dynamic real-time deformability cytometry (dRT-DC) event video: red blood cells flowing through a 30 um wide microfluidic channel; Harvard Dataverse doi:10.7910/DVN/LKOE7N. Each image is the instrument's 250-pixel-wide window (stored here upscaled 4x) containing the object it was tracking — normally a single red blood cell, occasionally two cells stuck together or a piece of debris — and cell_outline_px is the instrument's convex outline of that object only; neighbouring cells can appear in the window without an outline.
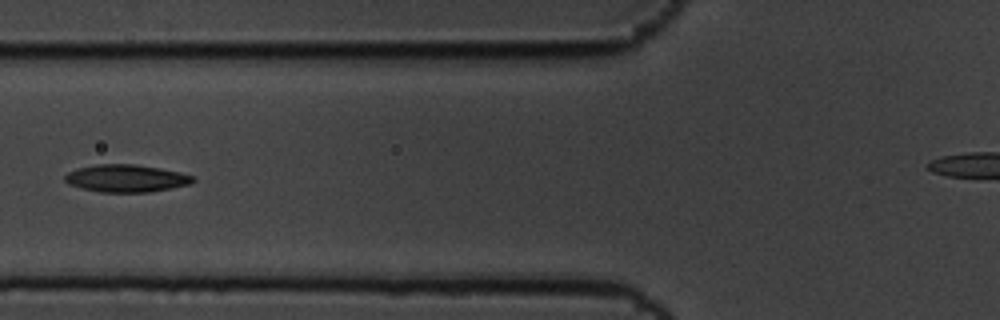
{"species": "common noctule bat (a hibernating species)", "species_latin": "Nyctalus noctula", "temperature_condition": "cold", "stored_images_in_passage": 9, "segment_of_instrument_passage": [1, 2], "camera_frame_rate_fps": 3000, "um_per_image_px": 0.085, "animal": {"sex": "male", "body_mass_g": 19.5, "forearm_length_mm": 54.6}, "frame": {"image": 1, "passage_image": 3, "time_ms": 0.667, "image_size_px": [1000, 320], "cell_outline_px": [[196, 180], [192, 184], [172, 188], [148, 192], [100, 192], [68, 184], [64, 180], [64, 176], [68, 172], [76, 168], [96, 164], [136, 164], [160, 168], [180, 172], [192, 176]], "centroid_in_image_um": [10.74, 15.15], "position_along_channel_um": 115.1, "area_um2": 20.58}}
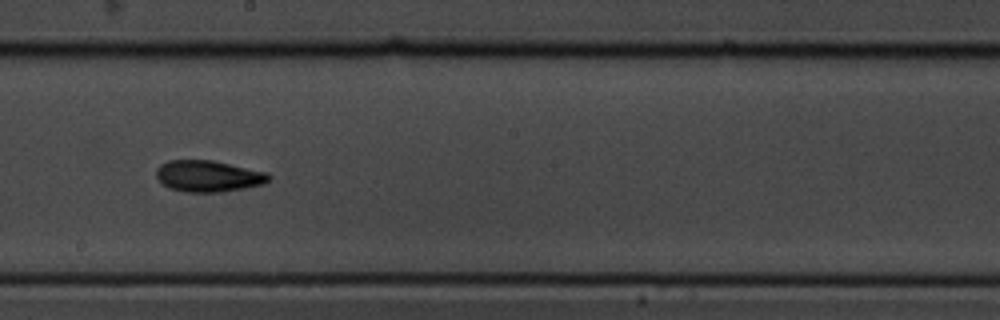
{"frame": {"image": 2, "passage_image": 6, "time_ms": 1.667, "image_size_px": [1000, 320], "cell_outline_px": [[272, 176], [264, 184], [244, 188], [220, 192], [184, 192], [168, 188], [156, 176], [156, 168], [160, 164], [168, 160], [212, 160], [268, 172]], "centroid_in_image_um": [17.7, 14.97], "position_along_channel_um": 230.5, "area_um2": 20.69}}
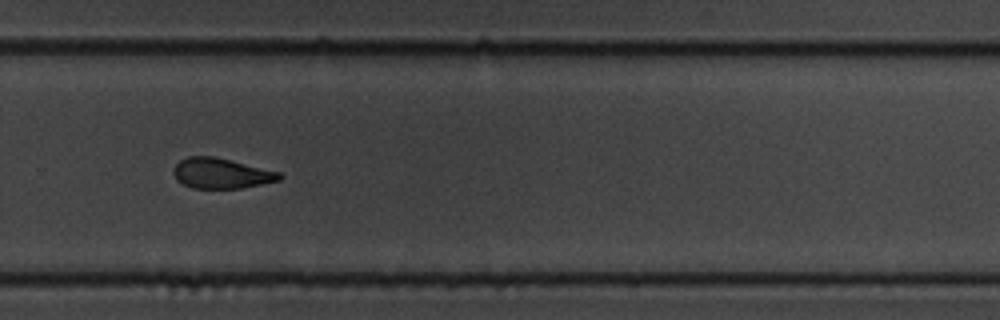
{"frame": {"image": 3, "passage_image": 8, "time_ms": 2.333, "image_size_px": [1000, 320], "cell_outline_px": [[284, 176], [280, 180], [244, 188], [192, 188], [176, 180], [172, 172], [176, 164], [180, 160], [188, 156], [212, 156], [280, 172]], "centroid_in_image_um": [18.8, 14.74], "position_along_channel_um": 311.0, "area_um2": 18.67}}